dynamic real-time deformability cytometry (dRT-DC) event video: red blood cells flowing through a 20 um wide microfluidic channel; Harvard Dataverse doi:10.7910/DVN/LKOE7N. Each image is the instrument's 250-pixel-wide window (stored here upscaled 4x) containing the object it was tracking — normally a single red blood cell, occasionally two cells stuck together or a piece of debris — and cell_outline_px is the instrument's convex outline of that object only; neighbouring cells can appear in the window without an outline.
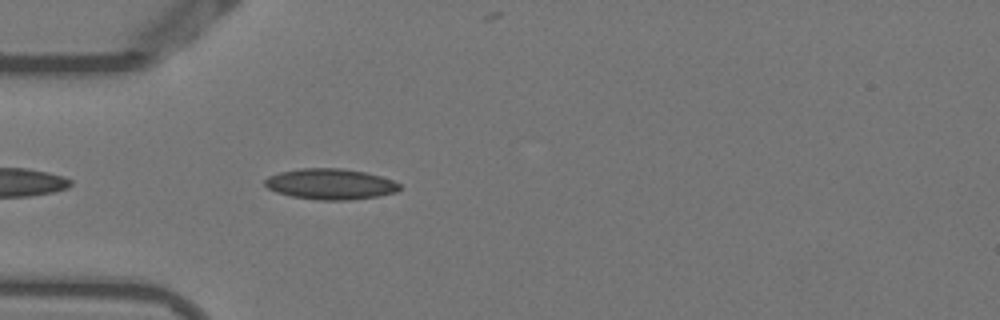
{"species": "Egyptian fruit bat (a non-hibernating species)", "species_latin": "Rousettus aegyptiacus", "temperature_condition": "warm", "stored_images_in_passage": 41, "camera_frame_rate_fps": 3000, "um_per_image_px": 0.085, "animal": {"sex": "female"}, "frame": {"image": 1, "passage_image": 3, "time_ms": 0.667, "image_size_px": [1000, 320], "cell_outline_px": [[400, 188], [396, 192], [376, 196], [348, 200], [316, 200], [292, 196], [276, 192], [268, 188], [264, 184], [264, 180], [268, 176], [280, 172], [300, 168], [340, 168], [364, 172], [380, 176], [392, 180], [400, 184]], "centroid_in_image_um": [28.05, 15.64], "position_along_channel_um": 56.9, "area_um2": 24.04}}
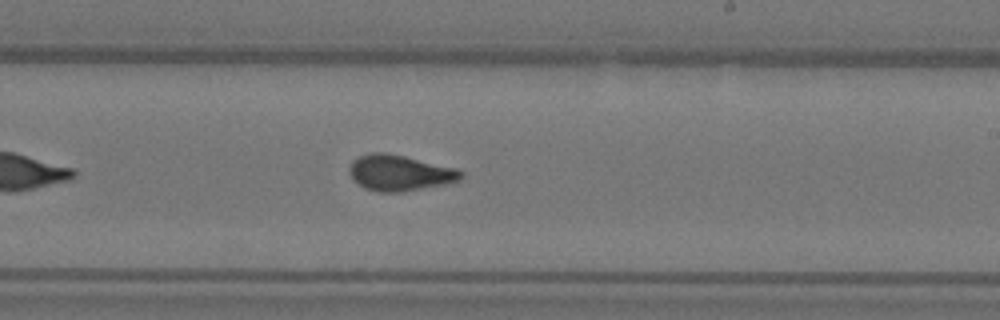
{"frame": {"image": 2, "passage_image": 19, "time_ms": 6.0, "image_size_px": [1000, 320], "cell_outline_px": [[464, 176], [460, 180], [444, 184], [404, 192], [376, 192], [364, 188], [352, 180], [348, 172], [348, 168], [352, 160], [360, 156], [372, 152], [384, 152], [404, 156], [456, 168], [464, 172]], "centroid_in_image_um": [33.94, 14.7], "position_along_channel_um": 255.1, "area_um2": 23.52}}
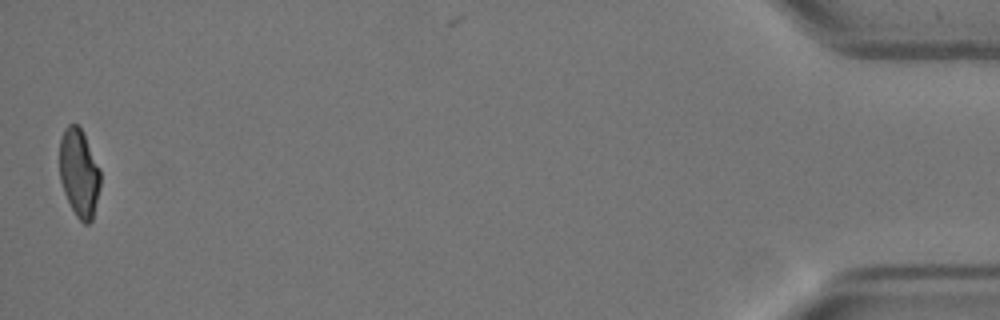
{"frame": {"image": 3, "passage_image": 40, "time_ms": 13.0, "image_size_px": [1000, 320], "cell_outline_px": [[100, 188], [92, 220], [88, 224], [84, 224], [76, 216], [64, 192], [60, 180], [60, 140], [64, 128], [68, 124], [76, 124], [80, 128], [100, 168]], "centroid_in_image_um": [6.72, 14.72], "position_along_channel_um": 428.5, "area_um2": 20.75}, "authors_computed_cell_mechanics": {"area_um2": 22.542, "velocity_mm_per_s": 3.8, "shape_relaxation_time_tau1_ms": 7.026, "shape_relaxation_time_tau2_ms": 0.8823, "deformation_change_tau1": 0.2066, "deformation_change_tau2": 0.0616}}